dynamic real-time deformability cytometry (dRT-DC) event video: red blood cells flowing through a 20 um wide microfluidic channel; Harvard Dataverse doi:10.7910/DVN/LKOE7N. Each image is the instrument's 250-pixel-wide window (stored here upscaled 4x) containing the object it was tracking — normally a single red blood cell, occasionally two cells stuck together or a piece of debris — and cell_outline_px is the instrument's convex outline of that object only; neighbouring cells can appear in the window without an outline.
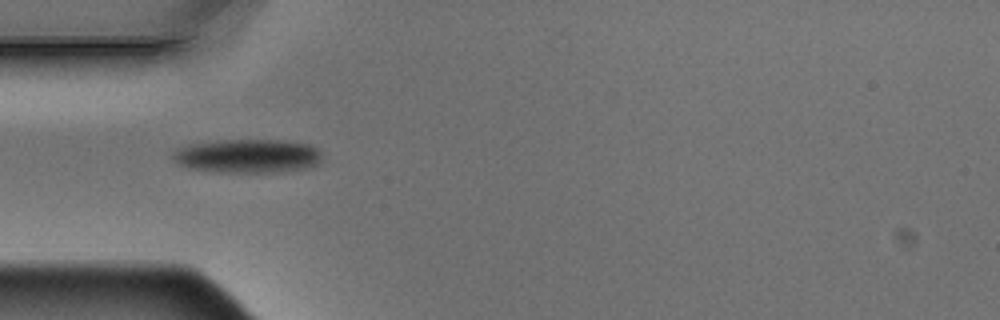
{"species": "Egyptian fruit bat (a non-hibernating species)", "species_latin": "Rousettus aegyptiacus", "temperature_condition": "warm", "stored_images_in_passage": 9, "camera_frame_rate_fps": 3000, "um_per_image_px": 0.085, "animal": {"sex": "male"}, "frame": {"image": 1, "passage_image": 5, "time_ms": 1.333, "image_size_px": [1000, 320], "cell_outline_px": [[324, 160], [320, 164], [308, 168], [276, 172], [216, 172], [192, 168], [180, 164], [172, 160], [172, 152], [176, 148], [188, 144], [224, 140], [276, 140], [312, 144], [324, 152]], "centroid_in_image_um": [21.13, 13.26], "position_along_channel_um": 63.9, "area_um2": 29.88}}
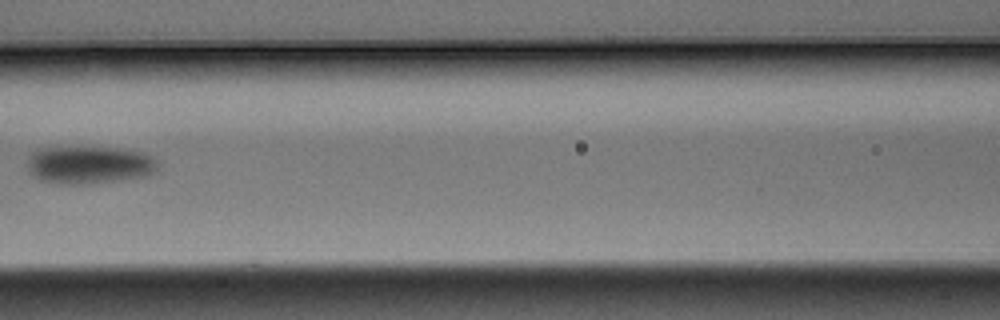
{"frame": {"image": 2, "passage_image": 7, "time_ms": 2.0, "image_size_px": [1000, 320], "cell_outline_px": [[160, 164], [152, 172], [144, 176], [84, 184], [60, 184], [40, 180], [32, 176], [28, 172], [28, 160], [32, 152], [36, 148], [120, 148], [144, 152], [152, 156]], "centroid_in_image_um": [7.55, 14.01], "position_along_channel_um": 159.0, "area_um2": 28.5}}
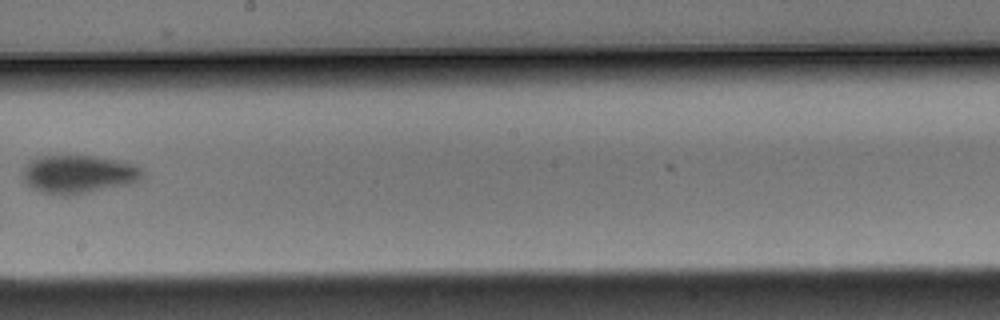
{"frame": {"image": 3, "passage_image": 9, "time_ms": 2.667, "image_size_px": [1000, 320], "cell_outline_px": [[144, 176], [140, 180], [132, 184], [76, 196], [60, 196], [40, 192], [24, 184], [24, 168], [32, 160], [40, 156], [92, 156], [120, 160], [144, 168]], "centroid_in_image_um": [6.73, 14.85], "position_along_channel_um": 241.5, "area_um2": 27.34}}